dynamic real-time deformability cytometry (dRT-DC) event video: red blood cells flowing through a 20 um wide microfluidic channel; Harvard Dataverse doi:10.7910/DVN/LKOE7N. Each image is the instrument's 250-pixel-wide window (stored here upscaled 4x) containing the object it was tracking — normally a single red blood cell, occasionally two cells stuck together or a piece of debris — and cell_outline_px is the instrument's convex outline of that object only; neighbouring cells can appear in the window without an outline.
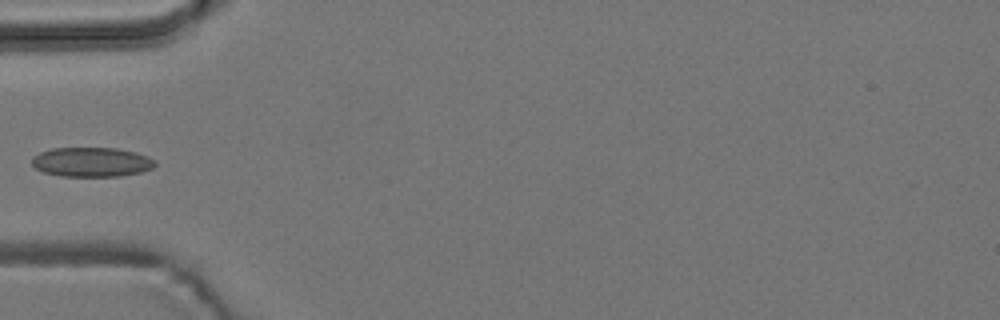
{"species": "common noctule bat (a hibernating species)", "species_latin": "Nyctalus noctula", "temperature_condition": "room temperature", "stored_images_in_passage": 5, "camera_frame_rate_fps": 3000, "um_per_image_px": 0.085, "animal": {"sex": "male", "body_mass_g": 19.2, "forearm_length_mm": 51.8}, "frame": {"image": 1, "passage_image": 4, "time_ms": 3.667, "image_size_px": [1000, 320], "cell_outline_px": [[156, 164], [152, 168], [140, 172], [120, 176], [60, 176], [44, 172], [36, 168], [32, 164], [32, 156], [40, 152], [52, 148], [116, 148], [136, 152], [148, 156], [156, 160]], "centroid_in_image_um": [7.79, 13.77], "position_along_channel_um": 77.2, "area_um2": 21.21}}
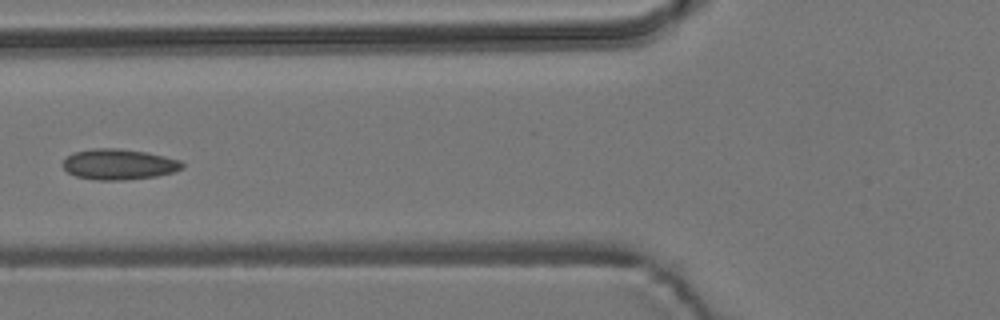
{"frame": {"image": 2, "passage_image": 5, "time_ms": 4.667, "image_size_px": [1000, 320], "cell_outline_px": [[184, 168], [172, 172], [156, 176], [124, 180], [100, 180], [76, 176], [68, 172], [64, 168], [64, 160], [72, 152], [92, 148], [120, 148], [148, 152], [180, 160], [184, 164]], "centroid_in_image_um": [10.12, 13.95], "position_along_channel_um": 115.7, "area_um2": 21.33}}